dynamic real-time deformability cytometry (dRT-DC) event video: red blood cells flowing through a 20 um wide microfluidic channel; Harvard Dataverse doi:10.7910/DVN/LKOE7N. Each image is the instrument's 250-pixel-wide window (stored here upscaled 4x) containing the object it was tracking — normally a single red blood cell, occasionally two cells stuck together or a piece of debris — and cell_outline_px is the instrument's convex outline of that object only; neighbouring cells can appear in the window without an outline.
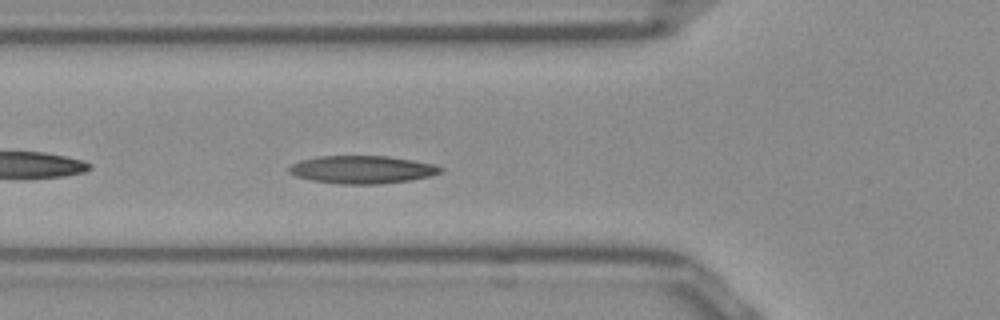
{"species": "Egyptian fruit bat (a non-hibernating species)", "species_latin": "Rousettus aegyptiacus", "temperature_condition": "room temperature", "stored_images_in_passage": 41, "camera_frame_rate_fps": 3000, "um_per_image_px": 0.085, "frame": {"image": 1, "passage_image": 6, "time_ms": 1.667, "image_size_px": [1000, 320], "cell_outline_px": [[444, 168], [440, 172], [428, 176], [408, 180], [380, 184], [336, 184], [312, 180], [296, 176], [288, 172], [288, 168], [292, 164], [300, 160], [320, 156], [388, 156], [412, 160], [432, 164]], "centroid_in_image_um": [30.73, 14.41], "position_along_channel_um": 95.1, "area_um2": 24.39}}
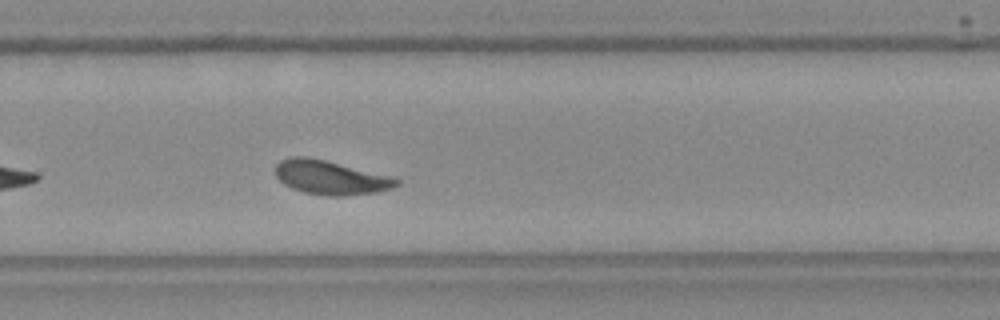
{"frame": {"image": 2, "passage_image": 22, "time_ms": 7.0, "image_size_px": [1000, 320], "cell_outline_px": [[400, 184], [392, 188], [376, 192], [344, 196], [328, 196], [304, 192], [292, 188], [284, 184], [276, 176], [276, 164], [280, 160], [292, 156], [304, 156], [324, 160], [396, 176], [400, 180]], "centroid_in_image_um": [28.15, 15.08], "position_along_channel_um": 301.7, "area_um2": 24.22}}
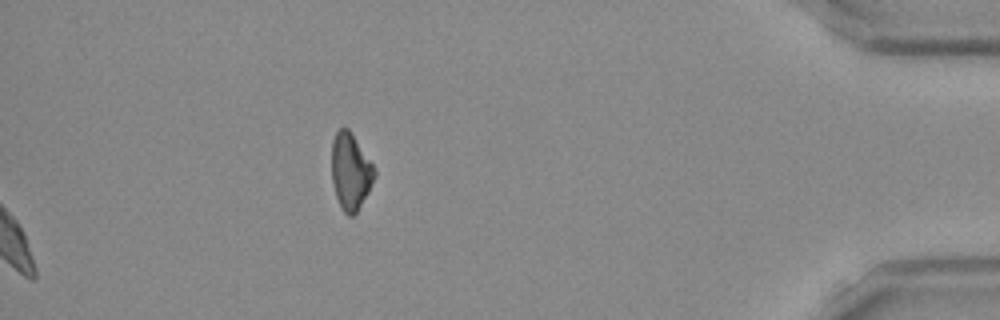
{"frame": {"image": 3, "passage_image": 41, "time_ms": 13.333, "image_size_px": [1000, 320], "cell_outline_px": [[376, 176], [368, 192], [356, 212], [352, 216], [348, 216], [340, 208], [336, 196], [332, 180], [332, 140], [336, 132], [340, 128], [348, 128], [352, 132], [372, 164], [376, 172]], "centroid_in_image_um": [29.79, 14.57], "position_along_channel_um": 405.4, "area_um2": 19.02}, "authors_computed_cell_mechanics": {"area_um2": 23.12, "velocity_mm_per_s": 3.867, "shape_relaxation_time_tau1_ms": 4.8015, "shape_relaxation_time_tau2_ms": 2.4309, "deformation_change_tau1": 0.1449, "deformation_change_tau2": 0.0858}}